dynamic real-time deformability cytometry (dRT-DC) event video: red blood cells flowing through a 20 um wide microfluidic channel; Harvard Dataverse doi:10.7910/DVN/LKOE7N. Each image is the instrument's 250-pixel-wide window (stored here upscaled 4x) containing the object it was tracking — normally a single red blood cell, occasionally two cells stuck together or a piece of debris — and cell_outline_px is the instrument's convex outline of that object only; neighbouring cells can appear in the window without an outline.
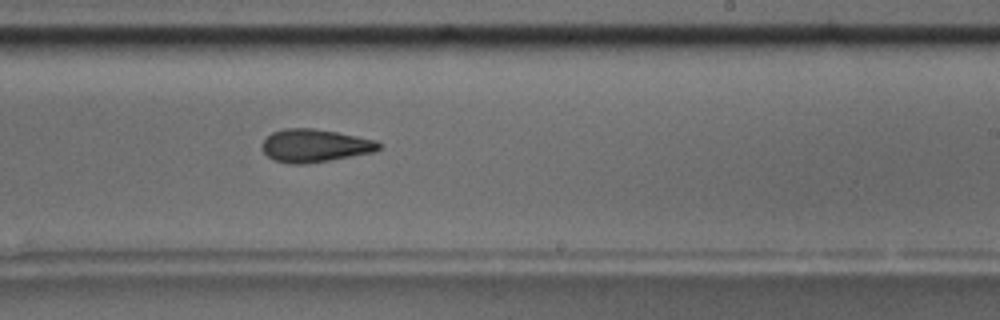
{"species": "common noctule bat (a hibernating species)", "species_latin": "Nyctalus noctula", "temperature_condition": "room temperature", "stored_images_in_passage": 12, "camera_frame_rate_fps": 3000, "um_per_image_px": 0.085, "animal": {"sex": "male", "body_mass_g": 17.5, "forearm_length_mm": 52.3}, "frame": {"image": 1, "passage_image": 12, "time_ms": 12.333, "image_size_px": [1000, 320], "cell_outline_px": [[380, 148], [372, 152], [328, 160], [304, 164], [292, 164], [276, 160], [268, 156], [260, 148], [264, 140], [272, 132], [284, 128], [316, 128], [376, 140], [380, 144]], "centroid_in_image_um": [26.72, 12.36], "position_along_channel_um": 262.3, "area_um2": 22.14}}